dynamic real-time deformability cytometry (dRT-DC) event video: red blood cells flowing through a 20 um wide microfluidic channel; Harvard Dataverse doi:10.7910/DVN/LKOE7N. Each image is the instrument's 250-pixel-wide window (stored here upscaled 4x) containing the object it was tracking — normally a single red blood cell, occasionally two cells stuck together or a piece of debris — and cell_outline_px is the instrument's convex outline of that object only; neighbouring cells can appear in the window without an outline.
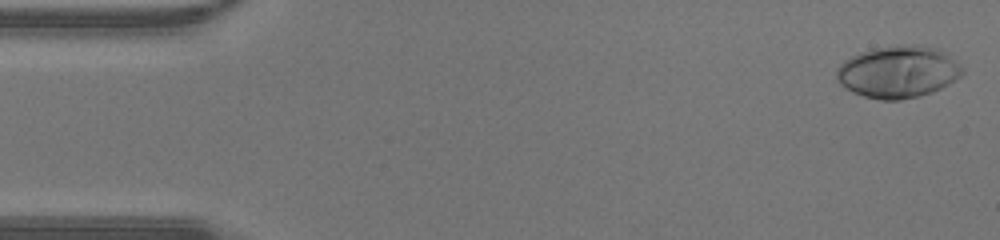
{"species": "human", "species_latin": "Homo sapiens", "temperature_condition": "warm", "stored_images_in_passage": 42, "camera_frame_rate_fps": 3000, "um_per_image_px": 0.085, "donor": {"sex": "male"}, "frame": {"image": 1, "passage_image": 1, "time_ms": 0.0, "image_size_px": [1000, 240], "cell_outline_px": [[964, 72], [960, 76], [948, 84], [932, 92], [920, 96], [900, 100], [880, 100], [864, 96], [852, 92], [840, 84], [836, 76], [836, 68], [844, 60], [860, 52], [876, 48], [904, 44], [920, 44], [936, 48], [948, 56], [964, 68]], "centroid_in_image_um": [76.32, 6.11], "position_along_channel_um": 8.7, "area_um2": 38.09}}
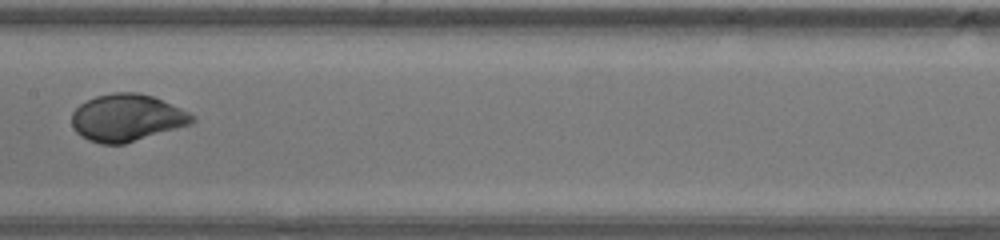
{"frame": {"image": 2, "passage_image": 21, "time_ms": 6.667, "image_size_px": [1000, 240], "cell_outline_px": [[196, 120], [192, 124], [124, 144], [100, 144], [88, 140], [80, 136], [72, 128], [72, 112], [80, 104], [96, 96], [112, 92], [136, 92], [152, 96], [180, 108], [196, 116]], "centroid_in_image_um": [10.77, 10.02], "position_along_channel_um": 196.6, "area_um2": 33.18}}
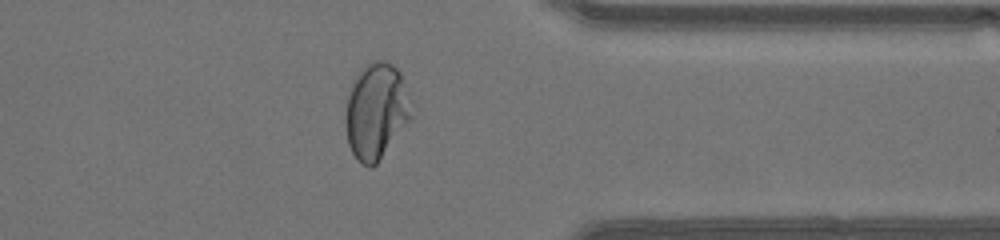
{"frame": {"image": 3, "passage_image": 33, "time_ms": 10.667, "image_size_px": [1000, 240], "cell_outline_px": [[412, 116], [376, 164], [372, 168], [368, 168], [360, 164], [356, 160], [348, 144], [344, 120], [344, 116], [348, 96], [352, 80], [360, 68], [372, 60], [384, 60], [392, 64], [400, 72]], "centroid_in_image_um": [31.9, 9.45], "position_along_channel_um": 379.5, "area_um2": 36.65}}